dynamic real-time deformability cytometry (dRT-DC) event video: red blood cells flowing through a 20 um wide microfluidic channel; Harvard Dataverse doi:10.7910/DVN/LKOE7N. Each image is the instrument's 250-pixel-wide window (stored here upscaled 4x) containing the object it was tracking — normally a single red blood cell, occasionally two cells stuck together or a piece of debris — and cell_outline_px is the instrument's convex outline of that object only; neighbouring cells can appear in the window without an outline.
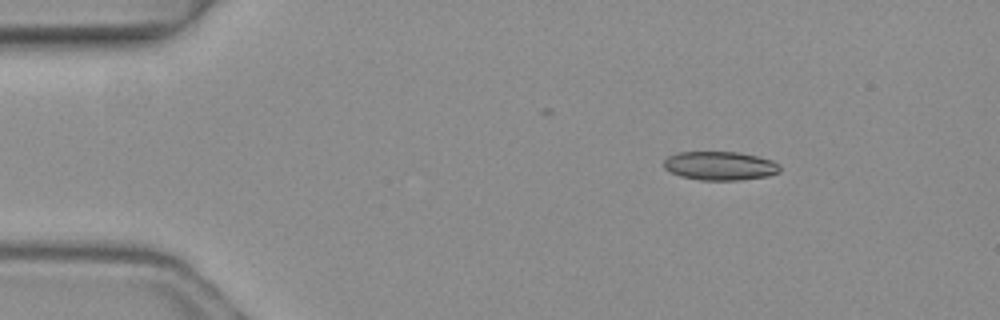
{"species": "common noctule bat (a hibernating species)", "species_latin": "Nyctalus noctula", "temperature_condition": "warm", "stored_images_in_passage": 6, "camera_frame_rate_fps": 3000, "um_per_image_px": 0.085, "animal": {"sex": "female", "body_mass_g": 19.3, "forearm_length_mm": 54.1}, "frame": {"image": 1, "passage_image": 2, "time_ms": 0.333, "image_size_px": [1000, 320], "cell_outline_px": [[780, 172], [768, 176], [740, 180], [700, 180], [680, 176], [664, 168], [664, 160], [668, 156], [680, 152], [736, 152], [756, 156], [772, 160], [780, 164]], "centroid_in_image_um": [61.22, 14.1], "position_along_channel_um": 23.8, "area_um2": 19.42}}
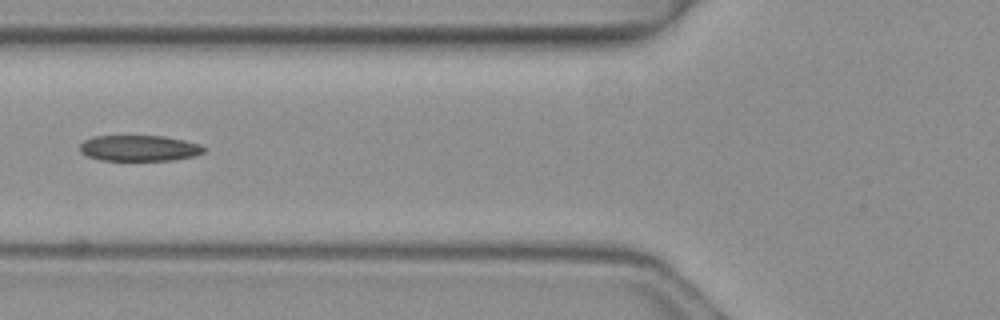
{"frame": {"image": 2, "passage_image": 5, "time_ms": 1.333, "image_size_px": [1000, 320], "cell_outline_px": [[208, 148], [204, 152], [196, 156], [172, 160], [100, 160], [88, 156], [80, 152], [80, 144], [84, 140], [92, 136], [164, 136], [184, 140], [200, 144]], "centroid_in_image_um": [11.86, 12.59], "position_along_channel_um": 113.9, "area_um2": 18.84}}
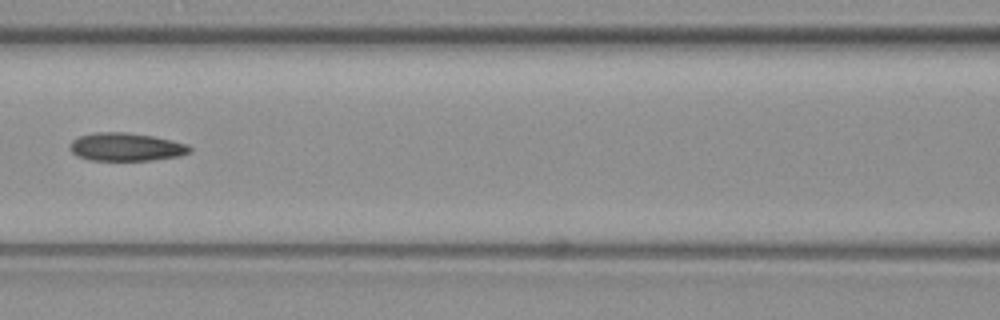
{"frame": {"image": 3, "passage_image": 6, "time_ms": 1.667, "image_size_px": [1000, 320], "cell_outline_px": [[192, 152], [180, 156], [152, 160], [88, 160], [76, 156], [68, 148], [72, 140], [80, 136], [96, 132], [124, 132], [152, 136], [172, 140], [188, 144], [192, 148]], "centroid_in_image_um": [10.72, 12.49], "position_along_channel_um": 155.9, "area_um2": 19.77}}